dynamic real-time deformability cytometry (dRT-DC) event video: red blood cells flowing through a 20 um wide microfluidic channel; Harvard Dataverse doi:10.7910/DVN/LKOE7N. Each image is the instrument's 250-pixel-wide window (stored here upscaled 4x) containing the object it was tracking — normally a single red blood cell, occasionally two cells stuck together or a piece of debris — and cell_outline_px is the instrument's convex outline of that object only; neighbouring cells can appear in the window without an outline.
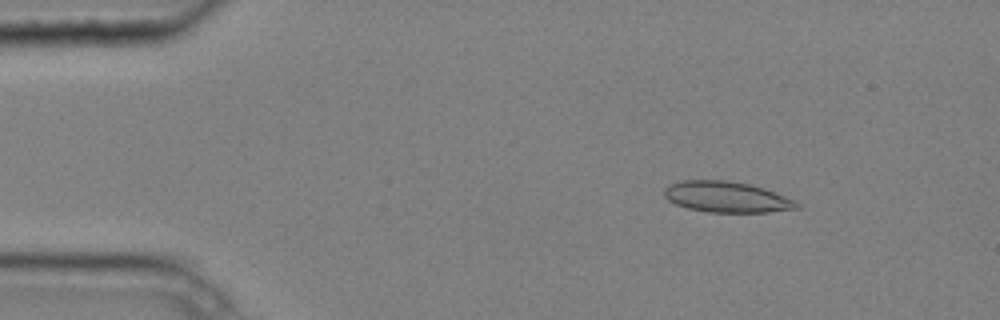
{"species": "common noctule bat (a hibernating species)", "species_latin": "Nyctalus noctula", "temperature_condition": "cold", "stored_images_in_passage": 7, "camera_frame_rate_fps": 3000, "um_per_image_px": 0.085, "animal": {"sex": "male", "body_mass_g": 20.4}, "frame": {"image": 1, "passage_image": 1, "time_ms": 0.0, "image_size_px": [1000, 320], "cell_outline_px": [[800, 208], [768, 212], [708, 212], [688, 208], [676, 204], [668, 200], [664, 196], [664, 188], [668, 184], [680, 180], [728, 180], [752, 184], [764, 188], [796, 200], [800, 204]], "centroid_in_image_um": [61.77, 16.73], "position_along_channel_um": 23.2, "area_um2": 24.1}}
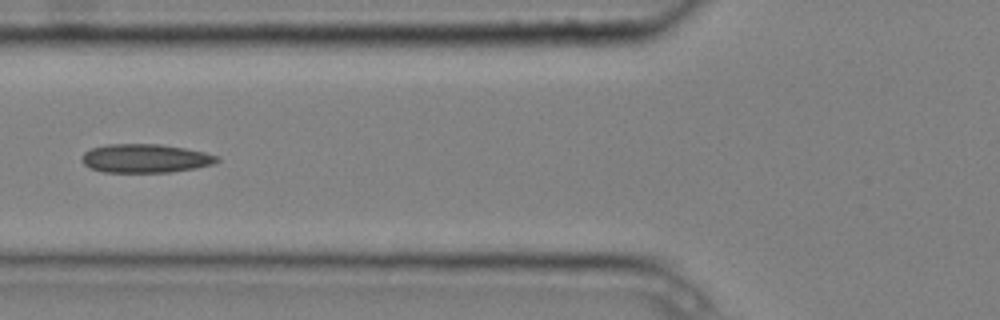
{"frame": {"image": 2, "passage_image": 4, "time_ms": 1.0, "image_size_px": [1000, 320], "cell_outline_px": [[220, 160], [216, 164], [196, 168], [168, 172], [104, 172], [92, 168], [84, 164], [80, 160], [84, 152], [88, 148], [108, 144], [160, 144], [184, 148], [204, 152], [220, 156]], "centroid_in_image_um": [12.37, 13.46], "position_along_channel_um": 113.4, "area_um2": 22.77}}
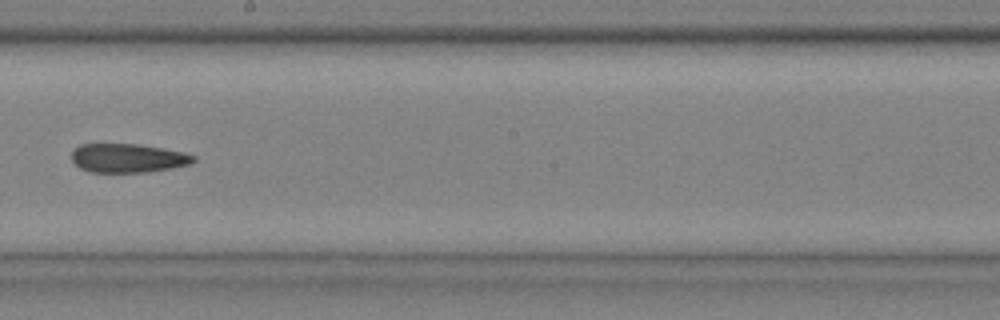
{"frame": {"image": 3, "passage_image": 7, "time_ms": 2.0, "image_size_px": [1000, 320], "cell_outline_px": [[196, 160], [192, 164], [172, 168], [148, 172], [88, 172], [80, 168], [72, 160], [72, 148], [80, 144], [136, 144], [184, 152], [196, 156]], "centroid_in_image_um": [10.87, 13.44], "position_along_channel_um": 237.3, "area_um2": 20.63}}